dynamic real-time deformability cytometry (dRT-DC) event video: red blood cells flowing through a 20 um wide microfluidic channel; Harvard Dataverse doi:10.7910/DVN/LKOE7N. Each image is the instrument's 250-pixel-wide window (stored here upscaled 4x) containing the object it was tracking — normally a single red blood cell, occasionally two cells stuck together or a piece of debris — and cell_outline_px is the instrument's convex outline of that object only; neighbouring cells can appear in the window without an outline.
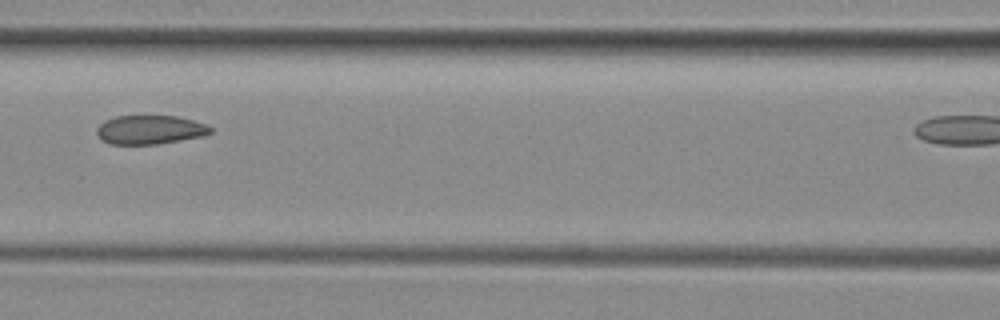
{"species": "common noctule bat (a hibernating species)", "species_latin": "Nyctalus noctula", "temperature_condition": "room temperature", "stored_images_in_passage": 9, "camera_frame_rate_fps": 3000, "um_per_image_px": 0.085, "animal": {"sex": "female", "body_mass_g": 29.2, "forearm_length_mm": 56.3}, "frame": {"image": 1, "passage_image": 6, "time_ms": 6.0, "image_size_px": [1000, 320], "cell_outline_px": [[212, 132], [200, 136], [156, 144], [108, 144], [100, 140], [96, 132], [96, 128], [104, 120], [116, 116], [176, 116], [208, 124], [212, 128]], "centroid_in_image_um": [12.69, 11.02], "position_along_channel_um": 153.9, "area_um2": 19.13}}
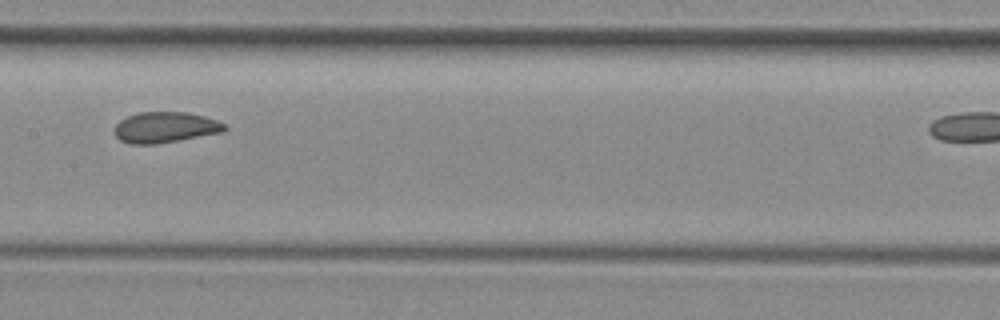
{"frame": {"image": 2, "passage_image": 7, "time_ms": 7.0, "image_size_px": [1000, 320], "cell_outline_px": [[228, 128], [224, 132], [180, 140], [156, 144], [132, 144], [120, 140], [116, 136], [116, 124], [120, 120], [128, 116], [140, 112], [188, 112], [204, 116], [228, 124]], "centroid_in_image_um": [14.1, 10.82], "position_along_channel_um": 193.3, "area_um2": 19.83}}